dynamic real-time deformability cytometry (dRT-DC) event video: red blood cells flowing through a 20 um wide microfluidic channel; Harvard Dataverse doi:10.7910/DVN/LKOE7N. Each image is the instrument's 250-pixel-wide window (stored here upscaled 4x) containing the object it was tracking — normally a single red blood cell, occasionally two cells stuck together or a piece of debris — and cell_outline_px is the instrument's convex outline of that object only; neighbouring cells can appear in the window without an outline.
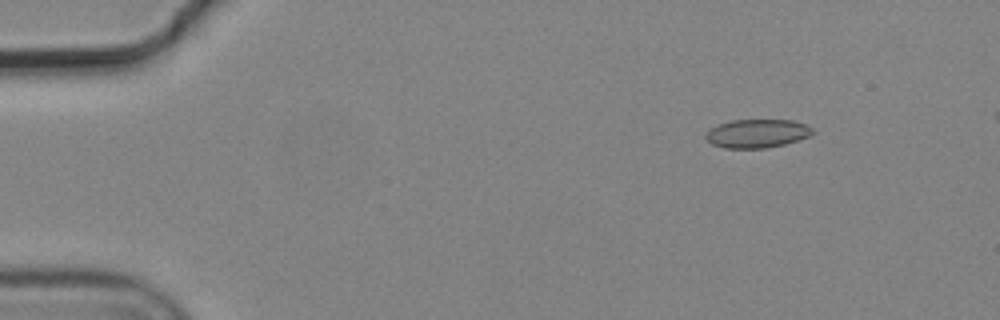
{"species": "common noctule bat (a hibernating species)", "species_latin": "Nyctalus noctula", "temperature_condition": "cold", "stored_images_in_passage": 7, "camera_frame_rate_fps": 3000, "um_per_image_px": 0.085, "animal": {"sex": "male", "body_mass_g": 19.2, "forearm_length_mm": 51.8}, "frame": {"image": 1, "passage_image": 3, "time_ms": 0.667, "image_size_px": [1000, 320], "cell_outline_px": [[816, 132], [808, 136], [784, 144], [764, 148], [724, 148], [712, 144], [704, 136], [712, 128], [720, 124], [732, 120], [792, 120], [804, 124], [812, 128]], "centroid_in_image_um": [64.36, 11.34], "position_along_channel_um": 20.6, "area_um2": 17.51}}